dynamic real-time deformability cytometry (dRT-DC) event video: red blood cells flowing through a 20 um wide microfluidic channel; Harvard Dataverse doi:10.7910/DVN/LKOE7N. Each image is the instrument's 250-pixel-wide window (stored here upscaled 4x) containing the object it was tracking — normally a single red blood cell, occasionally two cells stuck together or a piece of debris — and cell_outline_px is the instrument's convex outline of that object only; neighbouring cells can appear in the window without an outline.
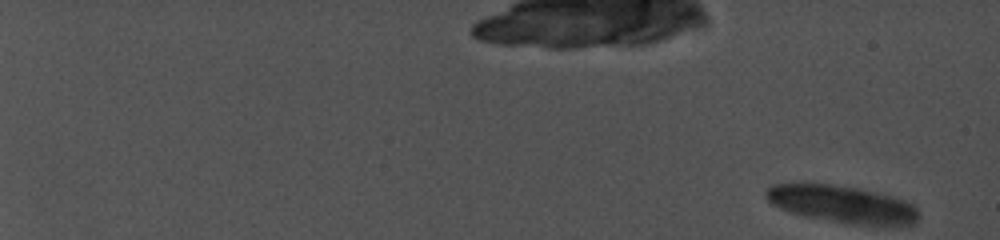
{"species": "common noctule bat (a hibernating species)", "species_latin": "Nyctalus noctula", "temperature_condition": "cold", "stored_images_in_passage": 12, "camera_frame_rate_fps": 5000, "um_per_image_px": 0.085, "animal": {"sex": "female", "body_mass_g": 19.0, "forearm_length_mm": 56.7}, "frame": {"image": 1, "passage_image": 1, "time_ms": 0.0, "image_size_px": [1000, 240], "cell_outline_px": [[920, 220], [916, 224], [864, 224], [804, 216], [780, 208], [772, 204], [764, 196], [764, 192], [772, 184], [800, 180], [812, 180], [860, 188], [892, 196], [904, 200], [912, 204], [920, 212]], "centroid_in_image_um": [71.5, 17.27], "position_along_channel_um": 13.5, "area_um2": 33.81}}